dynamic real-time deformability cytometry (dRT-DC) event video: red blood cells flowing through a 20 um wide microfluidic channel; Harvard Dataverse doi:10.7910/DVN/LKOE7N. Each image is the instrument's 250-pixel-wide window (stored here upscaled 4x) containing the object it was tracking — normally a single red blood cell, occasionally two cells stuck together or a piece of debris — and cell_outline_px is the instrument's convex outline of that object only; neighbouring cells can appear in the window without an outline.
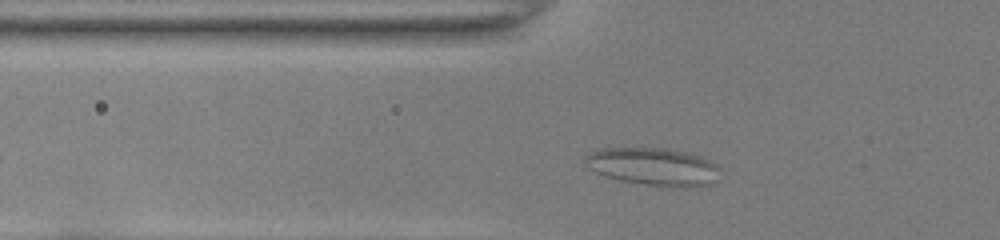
{"species": "common noctule bat (a hibernating species)", "species_latin": "Nyctalus noctula", "temperature_condition": "room temperature", "stored_images_in_passage": 31, "camera_frame_rate_fps": 3000, "um_per_image_px": 0.085, "animal": {"sex": "female", "body_mass_g": 22.0, "forearm_length_mm": 56.7}, "frame": {"image": 1, "passage_image": 4, "time_ms": 1.0, "image_size_px": [1000, 240], "cell_outline_px": [[720, 168], [716, 180], [708, 184], [688, 188], [684, 188], [640, 184], [620, 180], [604, 176], [588, 168], [584, 160], [592, 152], [604, 148], [668, 148], [688, 152], [700, 156], [716, 164]], "centroid_in_image_um": [55.56, 14.17], "position_along_channel_um": 70.2, "area_um2": 29.71}}
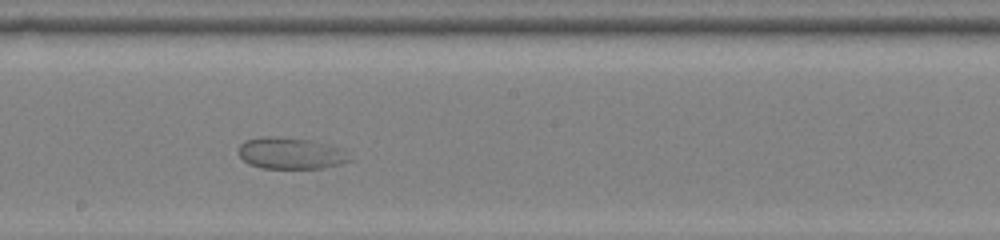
{"frame": {"image": 2, "passage_image": 16, "time_ms": 5.0, "image_size_px": [1000, 240], "cell_outline_px": [[352, 160], [340, 164], [324, 168], [260, 168], [248, 164], [240, 156], [240, 144], [244, 140], [268, 136], [308, 140], [340, 148]], "centroid_in_image_um": [24.68, 13.05], "position_along_channel_um": 223.5, "area_um2": 20.0}}
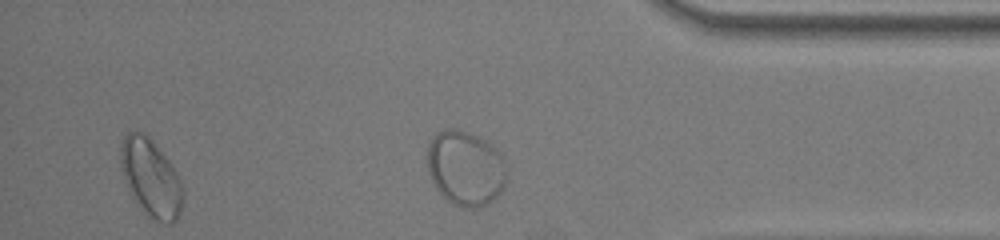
{"frame": {"image": 3, "passage_image": 30, "time_ms": 9.667, "image_size_px": [1000, 240], "cell_outline_px": [[180, 212], [176, 220], [172, 224], [168, 224], [156, 220], [136, 204], [124, 180], [120, 168], [120, 144], [124, 136], [128, 132], [140, 132], [148, 136], [156, 144], [168, 160], [180, 180]], "centroid_in_image_um": [12.76, 15.09], "position_along_channel_um": 422.4, "area_um2": 27.57}}